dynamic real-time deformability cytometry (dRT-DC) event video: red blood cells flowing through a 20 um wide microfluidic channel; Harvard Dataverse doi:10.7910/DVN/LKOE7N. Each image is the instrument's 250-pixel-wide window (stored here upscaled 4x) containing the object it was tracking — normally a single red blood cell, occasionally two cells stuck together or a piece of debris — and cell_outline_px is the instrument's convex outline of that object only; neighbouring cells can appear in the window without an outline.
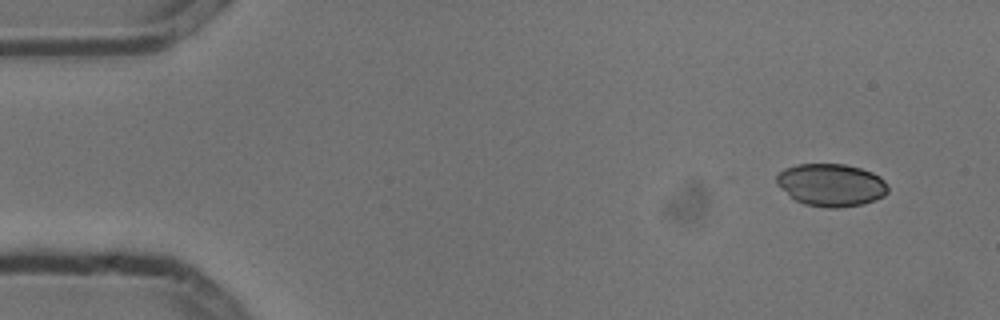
{"species": "common noctule bat (a hibernating species)", "species_latin": "Nyctalus noctula", "temperature_condition": "cold", "stored_images_in_passage": 4, "camera_frame_rate_fps": 3000, "um_per_image_px": 0.085, "animal": {"sex": "male", "body_mass_g": 13.3}, "frame": {"image": 1, "passage_image": 1, "time_ms": 0.0, "image_size_px": [1000, 320], "cell_outline_px": [[888, 192], [884, 196], [860, 204], [836, 208], [828, 208], [804, 204], [796, 200], [776, 184], [776, 176], [784, 168], [796, 164], [844, 164], [860, 168], [872, 172], [880, 176], [884, 180], [888, 188]], "centroid_in_image_um": [70.64, 15.71], "position_along_channel_um": 14.4, "area_um2": 27.51}}
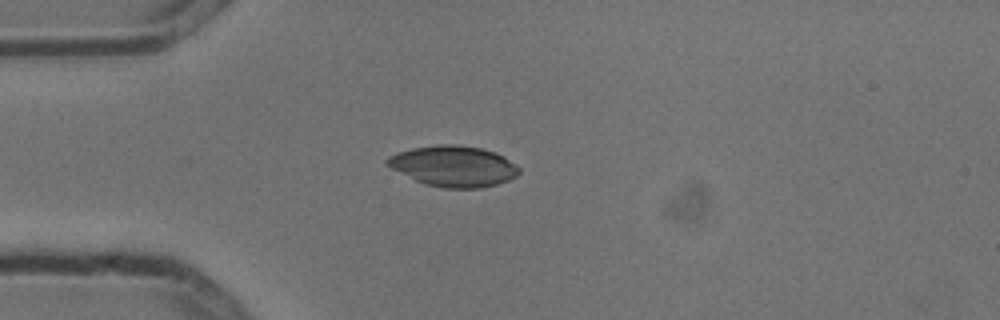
{"frame": {"image": 2, "passage_image": 4, "time_ms": 1.0, "image_size_px": [1000, 320], "cell_outline_px": [[520, 172], [516, 176], [508, 180], [496, 184], [480, 188], [444, 188], [424, 184], [384, 164], [384, 160], [388, 156], [396, 152], [412, 148], [436, 144], [456, 144], [480, 148], [496, 152], [504, 156], [516, 164], [520, 168]], "centroid_in_image_um": [38.54, 14.11], "position_along_channel_um": 46.5, "area_um2": 31.5}}